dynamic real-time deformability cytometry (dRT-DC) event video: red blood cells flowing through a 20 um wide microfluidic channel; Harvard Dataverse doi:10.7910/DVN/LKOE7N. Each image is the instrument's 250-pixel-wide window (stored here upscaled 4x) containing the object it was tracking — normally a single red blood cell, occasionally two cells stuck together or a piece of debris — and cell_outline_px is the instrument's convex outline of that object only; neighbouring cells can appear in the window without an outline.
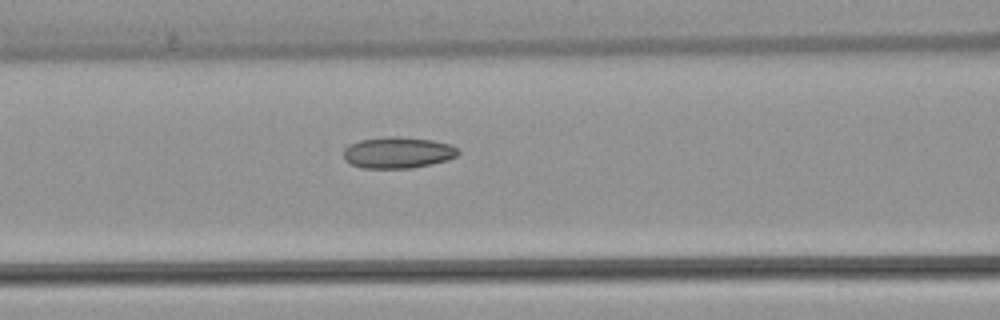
{"species": "common noctule bat (a hibernating species)", "species_latin": "Nyctalus noctula", "temperature_condition": "warm", "stored_images_in_passage": 3, "camera_frame_rate_fps": 3000, "um_per_image_px": 0.085, "animal": {"sex": "female", "body_mass_g": 22.7, "forearm_length_mm": 54.2}, "frame": {"image": 1, "passage_image": 3, "time_ms": 2.667, "image_size_px": [1000, 320], "cell_outline_px": [[460, 152], [456, 156], [448, 160], [432, 164], [412, 168], [364, 168], [352, 164], [344, 160], [344, 148], [348, 144], [360, 140], [388, 136], [396, 136], [432, 140], [452, 144]], "centroid_in_image_um": [33.82, 12.97], "position_along_channel_um": 132.8, "area_um2": 21.04}}